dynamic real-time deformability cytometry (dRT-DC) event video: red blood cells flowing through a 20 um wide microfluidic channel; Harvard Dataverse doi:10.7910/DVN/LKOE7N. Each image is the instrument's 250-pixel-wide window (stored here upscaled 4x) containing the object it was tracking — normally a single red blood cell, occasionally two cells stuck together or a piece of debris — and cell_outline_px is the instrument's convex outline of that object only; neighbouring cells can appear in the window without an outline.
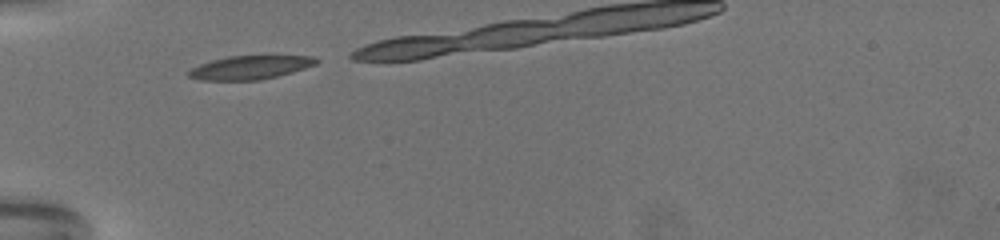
{"species": "common noctule bat (a hibernating species)", "species_latin": "Nyctalus noctula", "temperature_condition": "warm", "stored_images_in_passage": 8, "camera_frame_rate_fps": 3000, "um_per_image_px": 0.085, "animal": {"sex": "female", "body_mass_g": 19.5, "forearm_length_mm": 54.1}, "frame": {"image": 1, "passage_image": 1, "time_ms": 0.0, "image_size_px": [1000, 240], "cell_outline_px": [[320, 60], [316, 64], [292, 72], [260, 80], [200, 80], [188, 76], [184, 72], [200, 64], [212, 60], [228, 56], [268, 52], [312, 56]], "centroid_in_image_um": [21.33, 5.66], "position_along_channel_um": 63.7, "area_um2": 18.67}}
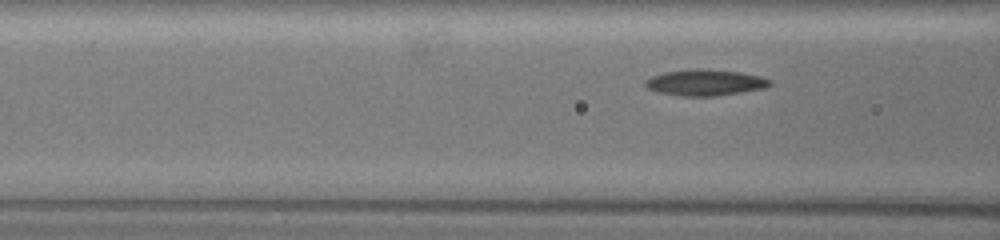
{"frame": {"image": 2, "passage_image": 6, "time_ms": 1.667, "image_size_px": [1000, 240], "cell_outline_px": [[772, 84], [764, 88], [740, 92], [712, 96], [680, 96], [656, 92], [648, 88], [644, 84], [644, 80], [652, 76], [664, 72], [700, 68], [740, 72], [760, 76], [772, 80]], "centroid_in_image_um": [59.91, 7.01], "position_along_channel_um": 106.7, "area_um2": 18.96}}